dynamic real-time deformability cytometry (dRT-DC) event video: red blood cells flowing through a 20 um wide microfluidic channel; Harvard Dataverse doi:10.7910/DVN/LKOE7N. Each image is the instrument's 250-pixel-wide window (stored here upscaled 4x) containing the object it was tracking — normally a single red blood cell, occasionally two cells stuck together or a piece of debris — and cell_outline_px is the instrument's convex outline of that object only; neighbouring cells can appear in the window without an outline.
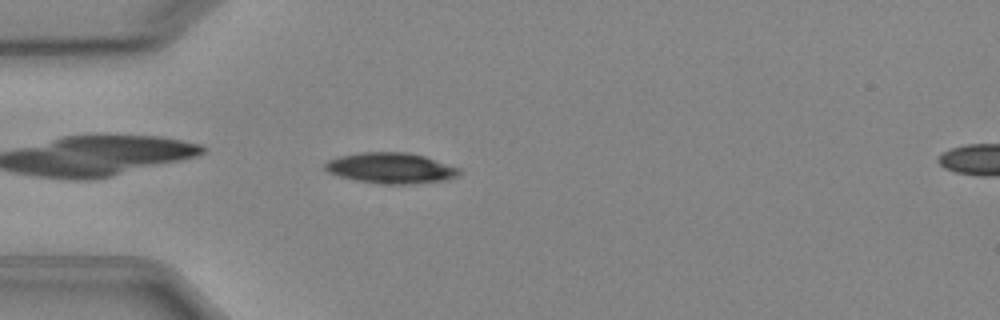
{"species": "Egyptian fruit bat (a non-hibernating species)", "species_latin": "Rousettus aegyptiacus", "temperature_condition": "cold", "stored_images_in_passage": 5, "segment_of_instrument_passage": [1, 2], "camera_frame_rate_fps": 3000, "um_per_image_px": 0.085, "animal": {"sex": "female"}, "frame": {"image": 1, "passage_image": 4, "time_ms": 3.333, "image_size_px": [1000, 320], "cell_outline_px": [[464, 168], [456, 176], [444, 180], [412, 184], [380, 184], [356, 180], [340, 176], [328, 172], [324, 168], [324, 164], [328, 160], [340, 156], [360, 152], [408, 152], [424, 156]], "centroid_in_image_um": [33.25, 14.28], "position_along_channel_um": 51.7, "area_um2": 24.16}}